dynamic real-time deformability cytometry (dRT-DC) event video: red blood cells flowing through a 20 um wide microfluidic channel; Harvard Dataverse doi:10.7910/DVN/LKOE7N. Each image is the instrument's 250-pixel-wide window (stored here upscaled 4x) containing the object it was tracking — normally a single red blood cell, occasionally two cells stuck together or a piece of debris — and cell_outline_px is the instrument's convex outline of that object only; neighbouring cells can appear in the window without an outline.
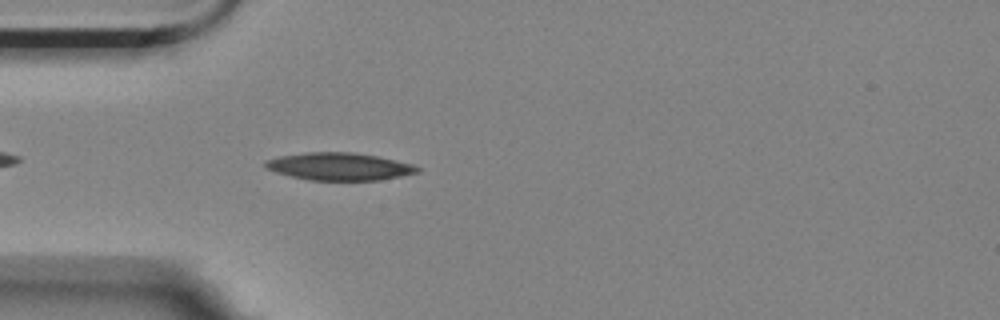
{"species": "Egyptian fruit bat (a non-hibernating species)", "species_latin": "Rousettus aegyptiacus", "temperature_condition": "room temperature", "stored_images_in_passage": 44, "camera_frame_rate_fps": 3000, "um_per_image_px": 0.085, "animal": {"sex": "female"}, "frame": {"image": 1, "passage_image": 4, "time_ms": 1.0, "image_size_px": [1000, 320], "cell_outline_px": [[420, 172], [380, 180], [308, 180], [276, 172], [264, 168], [264, 160], [280, 156], [308, 152], [352, 152], [376, 156], [412, 164], [420, 168]], "centroid_in_image_um": [28.81, 14.15], "position_along_channel_um": 56.2, "area_um2": 24.28}}
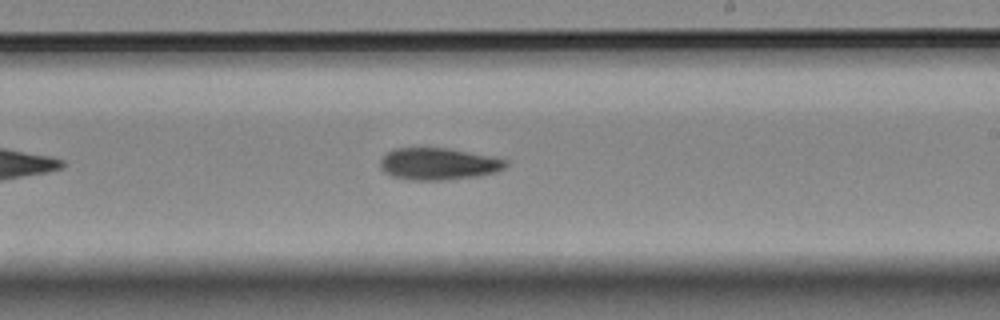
{"frame": {"image": 2, "passage_image": 21, "time_ms": 6.667, "image_size_px": [1000, 320], "cell_outline_px": [[508, 164], [504, 168], [496, 172], [480, 176], [448, 180], [408, 180], [392, 176], [384, 172], [380, 168], [380, 160], [392, 148], [416, 144], [448, 148], [492, 156], [508, 160]], "centroid_in_image_um": [37.22, 13.89], "position_along_channel_um": 251.8, "area_um2": 24.45}}
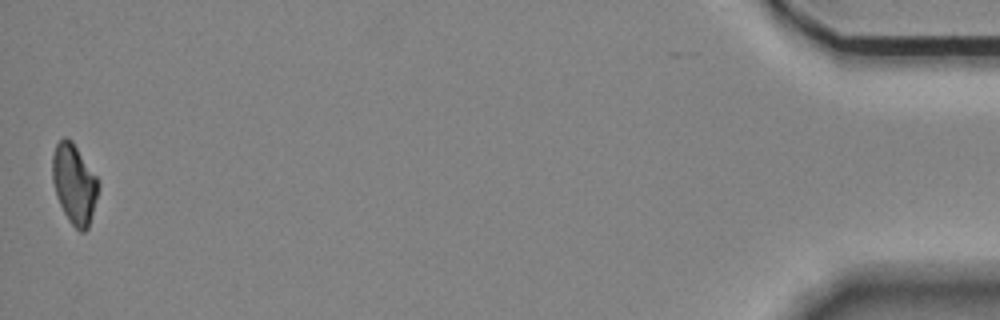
{"frame": {"image": 3, "passage_image": 44, "time_ms": 14.333, "image_size_px": [1000, 320], "cell_outline_px": [[100, 184], [88, 228], [84, 232], [80, 232], [68, 220], [56, 196], [52, 180], [52, 156], [56, 144], [64, 136], [72, 140], [96, 176]], "centroid_in_image_um": [6.3, 15.62], "position_along_channel_um": 428.9, "area_um2": 21.27}, "authors_computed_cell_mechanics": {"area_um2": 23.5246, "velocity_mm_per_s": 3.51, "shape_relaxation_time_tau1_ms": 4.939, "shape_relaxation_time_tau2_ms": null, "deformation_change_tau1": 0.1295, "deformation_change_tau2": null}}